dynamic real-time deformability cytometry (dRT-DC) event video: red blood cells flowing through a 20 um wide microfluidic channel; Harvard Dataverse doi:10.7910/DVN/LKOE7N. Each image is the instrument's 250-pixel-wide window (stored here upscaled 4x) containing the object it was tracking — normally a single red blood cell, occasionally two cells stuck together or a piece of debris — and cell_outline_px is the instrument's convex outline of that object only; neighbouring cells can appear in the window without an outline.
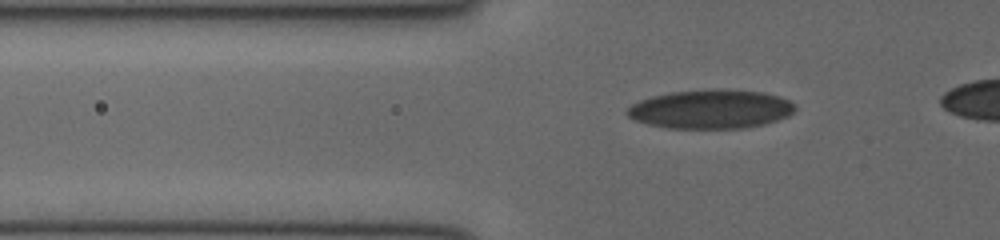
{"species": "human", "species_latin": "Homo sapiens", "temperature_condition": "cold", "stored_images_in_passage": 39, "camera_frame_rate_fps": 3000, "um_per_image_px": 0.085, "donor": {"sex": "female"}, "frame": {"image": 1, "passage_image": 11, "time_ms": 3.333, "image_size_px": [1000, 240], "cell_outline_px": [[796, 108], [788, 116], [764, 124], [744, 128], [668, 128], [648, 124], [636, 120], [628, 116], [624, 112], [632, 104], [640, 100], [652, 96], [672, 92], [712, 88], [724, 88], [764, 92], [780, 96], [796, 104]], "centroid_in_image_um": [60.43, 9.26], "position_along_channel_um": 65.4, "area_um2": 38.38}}
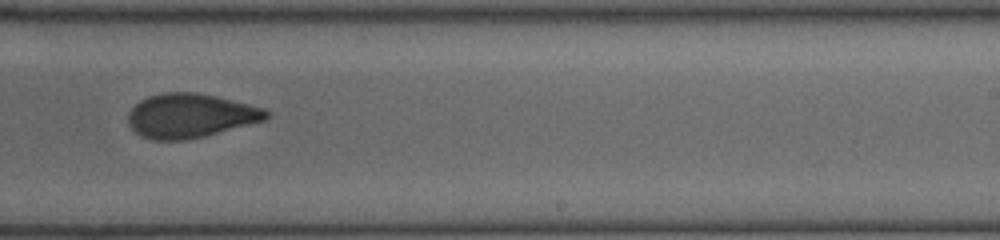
{"frame": {"image": 2, "passage_image": 26, "time_ms": 8.333, "image_size_px": [1000, 240], "cell_outline_px": [[268, 116], [264, 120], [204, 136], [184, 140], [152, 140], [140, 136], [128, 124], [128, 116], [132, 108], [140, 100], [148, 96], [160, 92], [196, 92], [216, 96], [264, 108], [268, 112]], "centroid_in_image_um": [16.13, 9.83], "position_along_channel_um": 272.9, "area_um2": 35.32}}
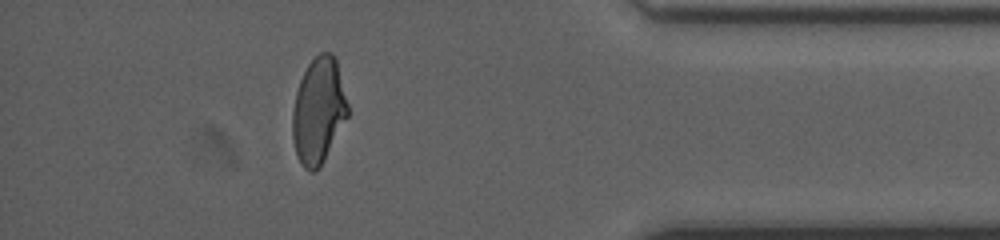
{"frame": {"image": 3, "passage_image": 37, "time_ms": 12.0, "image_size_px": [1000, 240], "cell_outline_px": [[348, 116], [320, 168], [312, 172], [304, 168], [296, 156], [292, 136], [292, 112], [296, 92], [300, 80], [308, 64], [320, 52], [332, 52], [336, 60], [348, 104]], "centroid_in_image_um": [27.06, 9.43], "position_along_channel_um": 408.1, "area_um2": 34.1}}